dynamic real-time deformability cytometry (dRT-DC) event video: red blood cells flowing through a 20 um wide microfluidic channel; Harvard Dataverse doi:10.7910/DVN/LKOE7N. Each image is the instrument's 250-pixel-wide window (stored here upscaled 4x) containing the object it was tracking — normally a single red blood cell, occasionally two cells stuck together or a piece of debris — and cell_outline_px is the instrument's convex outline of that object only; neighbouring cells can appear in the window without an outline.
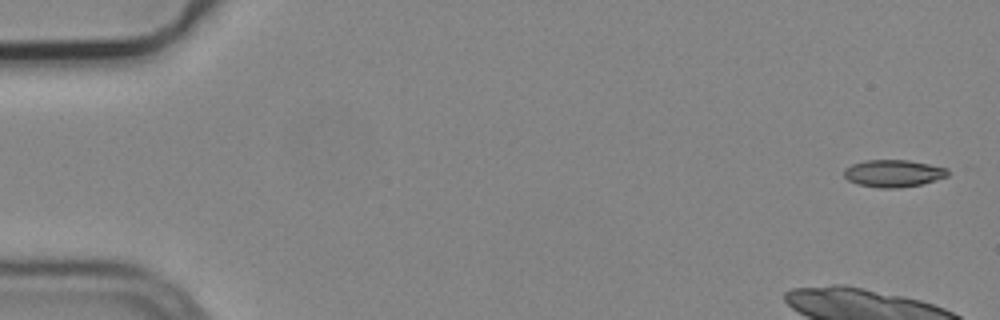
{"species": "common noctule bat (a hibernating species)", "species_latin": "Nyctalus noctula", "temperature_condition": "cold", "stored_images_in_passage": 6, "camera_frame_rate_fps": 3000, "um_per_image_px": 0.085, "animal": {"sex": "male", "body_mass_g": 19.2, "forearm_length_mm": 51.8}, "frame": {"image": 1, "passage_image": 1, "time_ms": 0.0, "image_size_px": [1000, 320], "cell_outline_px": [[948, 176], [936, 180], [920, 184], [900, 188], [880, 188], [856, 184], [848, 180], [844, 176], [844, 168], [852, 164], [864, 160], [908, 160], [948, 168]], "centroid_in_image_um": [75.91, 14.74], "position_along_channel_um": 9.1, "area_um2": 16.53}}